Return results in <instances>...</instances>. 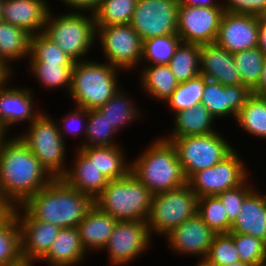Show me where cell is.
Returning a JSON list of instances; mask_svg holds the SVG:
<instances>
[{
    "instance_id": "1",
    "label": "cell",
    "mask_w": 266,
    "mask_h": 266,
    "mask_svg": "<svg viewBox=\"0 0 266 266\" xmlns=\"http://www.w3.org/2000/svg\"><path fill=\"white\" fill-rule=\"evenodd\" d=\"M54 178L17 135L0 141V199L22 206Z\"/></svg>"
},
{
    "instance_id": "2",
    "label": "cell",
    "mask_w": 266,
    "mask_h": 266,
    "mask_svg": "<svg viewBox=\"0 0 266 266\" xmlns=\"http://www.w3.org/2000/svg\"><path fill=\"white\" fill-rule=\"evenodd\" d=\"M93 205L90 196L74 189L63 178H54L22 207L36 220L65 228L77 227Z\"/></svg>"
},
{
    "instance_id": "3",
    "label": "cell",
    "mask_w": 266,
    "mask_h": 266,
    "mask_svg": "<svg viewBox=\"0 0 266 266\" xmlns=\"http://www.w3.org/2000/svg\"><path fill=\"white\" fill-rule=\"evenodd\" d=\"M130 161H132L130 172L153 195L187 183L174 145L163 136L151 141L143 153Z\"/></svg>"
},
{
    "instance_id": "4",
    "label": "cell",
    "mask_w": 266,
    "mask_h": 266,
    "mask_svg": "<svg viewBox=\"0 0 266 266\" xmlns=\"http://www.w3.org/2000/svg\"><path fill=\"white\" fill-rule=\"evenodd\" d=\"M74 63L69 97L74 106L87 110L103 106L120 88L119 68L88 59ZM119 71V72H118Z\"/></svg>"
},
{
    "instance_id": "5",
    "label": "cell",
    "mask_w": 266,
    "mask_h": 266,
    "mask_svg": "<svg viewBox=\"0 0 266 266\" xmlns=\"http://www.w3.org/2000/svg\"><path fill=\"white\" fill-rule=\"evenodd\" d=\"M152 197L148 188L129 172L123 178L109 180L94 205L117 221L147 222Z\"/></svg>"
},
{
    "instance_id": "6",
    "label": "cell",
    "mask_w": 266,
    "mask_h": 266,
    "mask_svg": "<svg viewBox=\"0 0 266 266\" xmlns=\"http://www.w3.org/2000/svg\"><path fill=\"white\" fill-rule=\"evenodd\" d=\"M54 15L50 9L43 33L75 63L87 60L86 55L97 42L93 13L68 11Z\"/></svg>"
},
{
    "instance_id": "7",
    "label": "cell",
    "mask_w": 266,
    "mask_h": 266,
    "mask_svg": "<svg viewBox=\"0 0 266 266\" xmlns=\"http://www.w3.org/2000/svg\"><path fill=\"white\" fill-rule=\"evenodd\" d=\"M42 112L17 136L53 178H62L67 170L66 142L59 132L57 120Z\"/></svg>"
},
{
    "instance_id": "8",
    "label": "cell",
    "mask_w": 266,
    "mask_h": 266,
    "mask_svg": "<svg viewBox=\"0 0 266 266\" xmlns=\"http://www.w3.org/2000/svg\"><path fill=\"white\" fill-rule=\"evenodd\" d=\"M198 196L188 183L154 194L147 219L150 236L164 238L174 228L197 214Z\"/></svg>"
},
{
    "instance_id": "9",
    "label": "cell",
    "mask_w": 266,
    "mask_h": 266,
    "mask_svg": "<svg viewBox=\"0 0 266 266\" xmlns=\"http://www.w3.org/2000/svg\"><path fill=\"white\" fill-rule=\"evenodd\" d=\"M219 133L215 131L195 136H163L174 145L186 180L195 172L217 164L234 149L224 135Z\"/></svg>"
},
{
    "instance_id": "10",
    "label": "cell",
    "mask_w": 266,
    "mask_h": 266,
    "mask_svg": "<svg viewBox=\"0 0 266 266\" xmlns=\"http://www.w3.org/2000/svg\"><path fill=\"white\" fill-rule=\"evenodd\" d=\"M106 62L124 71L139 67L143 41L130 24L95 26Z\"/></svg>"
},
{
    "instance_id": "11",
    "label": "cell",
    "mask_w": 266,
    "mask_h": 266,
    "mask_svg": "<svg viewBox=\"0 0 266 266\" xmlns=\"http://www.w3.org/2000/svg\"><path fill=\"white\" fill-rule=\"evenodd\" d=\"M234 148L225 158L204 170L195 172L188 180L198 196H216L244 183L250 176L249 168ZM245 163V164H244Z\"/></svg>"
},
{
    "instance_id": "12",
    "label": "cell",
    "mask_w": 266,
    "mask_h": 266,
    "mask_svg": "<svg viewBox=\"0 0 266 266\" xmlns=\"http://www.w3.org/2000/svg\"><path fill=\"white\" fill-rule=\"evenodd\" d=\"M178 0H137L130 21L142 41L177 34Z\"/></svg>"
},
{
    "instance_id": "13",
    "label": "cell",
    "mask_w": 266,
    "mask_h": 266,
    "mask_svg": "<svg viewBox=\"0 0 266 266\" xmlns=\"http://www.w3.org/2000/svg\"><path fill=\"white\" fill-rule=\"evenodd\" d=\"M151 242L146 221H117L103 251L108 253L111 265H127L148 251Z\"/></svg>"
},
{
    "instance_id": "14",
    "label": "cell",
    "mask_w": 266,
    "mask_h": 266,
    "mask_svg": "<svg viewBox=\"0 0 266 266\" xmlns=\"http://www.w3.org/2000/svg\"><path fill=\"white\" fill-rule=\"evenodd\" d=\"M223 7H201L179 4L177 35L183 43L208 44L217 39Z\"/></svg>"
},
{
    "instance_id": "15",
    "label": "cell",
    "mask_w": 266,
    "mask_h": 266,
    "mask_svg": "<svg viewBox=\"0 0 266 266\" xmlns=\"http://www.w3.org/2000/svg\"><path fill=\"white\" fill-rule=\"evenodd\" d=\"M13 213L19 221L23 259L39 262L48 252L61 228L34 219L22 206L15 207Z\"/></svg>"
},
{
    "instance_id": "16",
    "label": "cell",
    "mask_w": 266,
    "mask_h": 266,
    "mask_svg": "<svg viewBox=\"0 0 266 266\" xmlns=\"http://www.w3.org/2000/svg\"><path fill=\"white\" fill-rule=\"evenodd\" d=\"M215 235L216 233L196 214L174 228L165 239L175 254L198 256L200 260L196 265H201Z\"/></svg>"
},
{
    "instance_id": "17",
    "label": "cell",
    "mask_w": 266,
    "mask_h": 266,
    "mask_svg": "<svg viewBox=\"0 0 266 266\" xmlns=\"http://www.w3.org/2000/svg\"><path fill=\"white\" fill-rule=\"evenodd\" d=\"M259 17L224 12L216 43L234 54L258 47Z\"/></svg>"
},
{
    "instance_id": "18",
    "label": "cell",
    "mask_w": 266,
    "mask_h": 266,
    "mask_svg": "<svg viewBox=\"0 0 266 266\" xmlns=\"http://www.w3.org/2000/svg\"><path fill=\"white\" fill-rule=\"evenodd\" d=\"M32 88L13 87L5 85L0 89V129L7 135L13 125L27 121L29 124L35 120L42 110L35 106V93ZM34 93V94H33Z\"/></svg>"
},
{
    "instance_id": "19",
    "label": "cell",
    "mask_w": 266,
    "mask_h": 266,
    "mask_svg": "<svg viewBox=\"0 0 266 266\" xmlns=\"http://www.w3.org/2000/svg\"><path fill=\"white\" fill-rule=\"evenodd\" d=\"M251 94L252 91L245 85L224 86L205 77L201 104L208 109L215 120L226 117H234L232 119L236 120L237 114Z\"/></svg>"
},
{
    "instance_id": "20",
    "label": "cell",
    "mask_w": 266,
    "mask_h": 266,
    "mask_svg": "<svg viewBox=\"0 0 266 266\" xmlns=\"http://www.w3.org/2000/svg\"><path fill=\"white\" fill-rule=\"evenodd\" d=\"M200 74L224 86L242 84L233 54L216 42L201 45Z\"/></svg>"
},
{
    "instance_id": "21",
    "label": "cell",
    "mask_w": 266,
    "mask_h": 266,
    "mask_svg": "<svg viewBox=\"0 0 266 266\" xmlns=\"http://www.w3.org/2000/svg\"><path fill=\"white\" fill-rule=\"evenodd\" d=\"M51 7L47 0H4L1 20L31 35L42 33Z\"/></svg>"
},
{
    "instance_id": "22",
    "label": "cell",
    "mask_w": 266,
    "mask_h": 266,
    "mask_svg": "<svg viewBox=\"0 0 266 266\" xmlns=\"http://www.w3.org/2000/svg\"><path fill=\"white\" fill-rule=\"evenodd\" d=\"M75 150L74 163L62 178L94 200L107 186L109 179L78 148Z\"/></svg>"
},
{
    "instance_id": "23",
    "label": "cell",
    "mask_w": 266,
    "mask_h": 266,
    "mask_svg": "<svg viewBox=\"0 0 266 266\" xmlns=\"http://www.w3.org/2000/svg\"><path fill=\"white\" fill-rule=\"evenodd\" d=\"M117 220L93 205L77 226L83 248L87 253L98 250L103 252ZM91 250V251H89Z\"/></svg>"
},
{
    "instance_id": "24",
    "label": "cell",
    "mask_w": 266,
    "mask_h": 266,
    "mask_svg": "<svg viewBox=\"0 0 266 266\" xmlns=\"http://www.w3.org/2000/svg\"><path fill=\"white\" fill-rule=\"evenodd\" d=\"M87 252L82 246L77 227L61 228L48 252L39 260L48 266H76L85 261Z\"/></svg>"
},
{
    "instance_id": "25",
    "label": "cell",
    "mask_w": 266,
    "mask_h": 266,
    "mask_svg": "<svg viewBox=\"0 0 266 266\" xmlns=\"http://www.w3.org/2000/svg\"><path fill=\"white\" fill-rule=\"evenodd\" d=\"M265 203L266 194L254 189L244 199L230 233L247 234L266 242Z\"/></svg>"
},
{
    "instance_id": "26",
    "label": "cell",
    "mask_w": 266,
    "mask_h": 266,
    "mask_svg": "<svg viewBox=\"0 0 266 266\" xmlns=\"http://www.w3.org/2000/svg\"><path fill=\"white\" fill-rule=\"evenodd\" d=\"M77 148L109 180L123 178L130 172L131 161H128L126 151L121 145Z\"/></svg>"
},
{
    "instance_id": "27",
    "label": "cell",
    "mask_w": 266,
    "mask_h": 266,
    "mask_svg": "<svg viewBox=\"0 0 266 266\" xmlns=\"http://www.w3.org/2000/svg\"><path fill=\"white\" fill-rule=\"evenodd\" d=\"M173 121V129L166 137L195 136L216 131L215 118L203 104L176 113Z\"/></svg>"
},
{
    "instance_id": "28",
    "label": "cell",
    "mask_w": 266,
    "mask_h": 266,
    "mask_svg": "<svg viewBox=\"0 0 266 266\" xmlns=\"http://www.w3.org/2000/svg\"><path fill=\"white\" fill-rule=\"evenodd\" d=\"M140 72V86L151 99L164 103L176 90V80L168 64L145 65Z\"/></svg>"
},
{
    "instance_id": "29",
    "label": "cell",
    "mask_w": 266,
    "mask_h": 266,
    "mask_svg": "<svg viewBox=\"0 0 266 266\" xmlns=\"http://www.w3.org/2000/svg\"><path fill=\"white\" fill-rule=\"evenodd\" d=\"M31 36L24 29L0 20V59L12 70L11 62L28 59Z\"/></svg>"
},
{
    "instance_id": "30",
    "label": "cell",
    "mask_w": 266,
    "mask_h": 266,
    "mask_svg": "<svg viewBox=\"0 0 266 266\" xmlns=\"http://www.w3.org/2000/svg\"><path fill=\"white\" fill-rule=\"evenodd\" d=\"M123 88L119 90L98 110L105 115L112 127L119 133L123 127L135 122L142 114L141 108L133 100L128 97L129 95L123 92ZM137 106V107H136Z\"/></svg>"
},
{
    "instance_id": "31",
    "label": "cell",
    "mask_w": 266,
    "mask_h": 266,
    "mask_svg": "<svg viewBox=\"0 0 266 266\" xmlns=\"http://www.w3.org/2000/svg\"><path fill=\"white\" fill-rule=\"evenodd\" d=\"M235 122L247 134L266 139V95L252 93L237 114Z\"/></svg>"
},
{
    "instance_id": "32",
    "label": "cell",
    "mask_w": 266,
    "mask_h": 266,
    "mask_svg": "<svg viewBox=\"0 0 266 266\" xmlns=\"http://www.w3.org/2000/svg\"><path fill=\"white\" fill-rule=\"evenodd\" d=\"M28 69L44 89L65 88L69 93L74 64H44L28 62Z\"/></svg>"
},
{
    "instance_id": "33",
    "label": "cell",
    "mask_w": 266,
    "mask_h": 266,
    "mask_svg": "<svg viewBox=\"0 0 266 266\" xmlns=\"http://www.w3.org/2000/svg\"><path fill=\"white\" fill-rule=\"evenodd\" d=\"M200 49L199 44L183 42L177 47L168 65L179 83L200 74Z\"/></svg>"
},
{
    "instance_id": "34",
    "label": "cell",
    "mask_w": 266,
    "mask_h": 266,
    "mask_svg": "<svg viewBox=\"0 0 266 266\" xmlns=\"http://www.w3.org/2000/svg\"><path fill=\"white\" fill-rule=\"evenodd\" d=\"M22 259L19 221L12 213L0 224V266L11 265Z\"/></svg>"
},
{
    "instance_id": "35",
    "label": "cell",
    "mask_w": 266,
    "mask_h": 266,
    "mask_svg": "<svg viewBox=\"0 0 266 266\" xmlns=\"http://www.w3.org/2000/svg\"><path fill=\"white\" fill-rule=\"evenodd\" d=\"M205 86V76L199 74L185 82H181L176 90L164 102L174 115L180 111L201 104Z\"/></svg>"
},
{
    "instance_id": "36",
    "label": "cell",
    "mask_w": 266,
    "mask_h": 266,
    "mask_svg": "<svg viewBox=\"0 0 266 266\" xmlns=\"http://www.w3.org/2000/svg\"><path fill=\"white\" fill-rule=\"evenodd\" d=\"M177 34L158 36L143 41L140 65L169 64L177 47L181 43Z\"/></svg>"
},
{
    "instance_id": "37",
    "label": "cell",
    "mask_w": 266,
    "mask_h": 266,
    "mask_svg": "<svg viewBox=\"0 0 266 266\" xmlns=\"http://www.w3.org/2000/svg\"><path fill=\"white\" fill-rule=\"evenodd\" d=\"M137 0H102L93 12L95 26L130 24Z\"/></svg>"
},
{
    "instance_id": "38",
    "label": "cell",
    "mask_w": 266,
    "mask_h": 266,
    "mask_svg": "<svg viewBox=\"0 0 266 266\" xmlns=\"http://www.w3.org/2000/svg\"><path fill=\"white\" fill-rule=\"evenodd\" d=\"M118 132L98 109L88 110V122L83 144L79 147L121 145L114 142ZM114 138V139H113ZM117 143V144H116Z\"/></svg>"
},
{
    "instance_id": "39",
    "label": "cell",
    "mask_w": 266,
    "mask_h": 266,
    "mask_svg": "<svg viewBox=\"0 0 266 266\" xmlns=\"http://www.w3.org/2000/svg\"><path fill=\"white\" fill-rule=\"evenodd\" d=\"M242 85L251 91L258 85L264 67L265 55L258 48L247 49L233 54Z\"/></svg>"
},
{
    "instance_id": "40",
    "label": "cell",
    "mask_w": 266,
    "mask_h": 266,
    "mask_svg": "<svg viewBox=\"0 0 266 266\" xmlns=\"http://www.w3.org/2000/svg\"><path fill=\"white\" fill-rule=\"evenodd\" d=\"M197 215L216 234L230 233L232 223L217 195L198 198Z\"/></svg>"
},
{
    "instance_id": "41",
    "label": "cell",
    "mask_w": 266,
    "mask_h": 266,
    "mask_svg": "<svg viewBox=\"0 0 266 266\" xmlns=\"http://www.w3.org/2000/svg\"><path fill=\"white\" fill-rule=\"evenodd\" d=\"M28 62L74 64L75 62L43 32L31 36Z\"/></svg>"
},
{
    "instance_id": "42",
    "label": "cell",
    "mask_w": 266,
    "mask_h": 266,
    "mask_svg": "<svg viewBox=\"0 0 266 266\" xmlns=\"http://www.w3.org/2000/svg\"><path fill=\"white\" fill-rule=\"evenodd\" d=\"M239 261L234 233H221L215 235L207 256L200 266H226Z\"/></svg>"
},
{
    "instance_id": "43",
    "label": "cell",
    "mask_w": 266,
    "mask_h": 266,
    "mask_svg": "<svg viewBox=\"0 0 266 266\" xmlns=\"http://www.w3.org/2000/svg\"><path fill=\"white\" fill-rule=\"evenodd\" d=\"M234 243L241 262L266 266V242L253 236L234 233Z\"/></svg>"
},
{
    "instance_id": "44",
    "label": "cell",
    "mask_w": 266,
    "mask_h": 266,
    "mask_svg": "<svg viewBox=\"0 0 266 266\" xmlns=\"http://www.w3.org/2000/svg\"><path fill=\"white\" fill-rule=\"evenodd\" d=\"M73 110L63 115L64 117L63 116L61 117L63 119H59L57 123H58L60 135L62 136V139L64 141L67 140V139H64L66 137L65 135H68V134L73 135V138H76L78 135L79 136L81 135L80 136L81 138L79 139L81 140L79 144L81 146L84 140L82 139V137L85 136L86 128H87L88 110L82 107H77V106H75Z\"/></svg>"
},
{
    "instance_id": "45",
    "label": "cell",
    "mask_w": 266,
    "mask_h": 266,
    "mask_svg": "<svg viewBox=\"0 0 266 266\" xmlns=\"http://www.w3.org/2000/svg\"><path fill=\"white\" fill-rule=\"evenodd\" d=\"M249 179L250 178L241 185L217 195L224 205V209L231 223H233L239 215L244 199L255 189L254 186L252 187L248 182L250 181Z\"/></svg>"
},
{
    "instance_id": "46",
    "label": "cell",
    "mask_w": 266,
    "mask_h": 266,
    "mask_svg": "<svg viewBox=\"0 0 266 266\" xmlns=\"http://www.w3.org/2000/svg\"><path fill=\"white\" fill-rule=\"evenodd\" d=\"M225 12L247 14L257 17L265 12L266 0H221ZM225 1V2H224Z\"/></svg>"
},
{
    "instance_id": "47",
    "label": "cell",
    "mask_w": 266,
    "mask_h": 266,
    "mask_svg": "<svg viewBox=\"0 0 266 266\" xmlns=\"http://www.w3.org/2000/svg\"><path fill=\"white\" fill-rule=\"evenodd\" d=\"M61 3L66 5V10L77 12H90L93 13L100 5L102 0H60Z\"/></svg>"
},
{
    "instance_id": "48",
    "label": "cell",
    "mask_w": 266,
    "mask_h": 266,
    "mask_svg": "<svg viewBox=\"0 0 266 266\" xmlns=\"http://www.w3.org/2000/svg\"><path fill=\"white\" fill-rule=\"evenodd\" d=\"M180 4L201 7H222L221 0H178Z\"/></svg>"
},
{
    "instance_id": "49",
    "label": "cell",
    "mask_w": 266,
    "mask_h": 266,
    "mask_svg": "<svg viewBox=\"0 0 266 266\" xmlns=\"http://www.w3.org/2000/svg\"><path fill=\"white\" fill-rule=\"evenodd\" d=\"M258 48L266 57V21L261 20L260 17L258 27Z\"/></svg>"
},
{
    "instance_id": "50",
    "label": "cell",
    "mask_w": 266,
    "mask_h": 266,
    "mask_svg": "<svg viewBox=\"0 0 266 266\" xmlns=\"http://www.w3.org/2000/svg\"><path fill=\"white\" fill-rule=\"evenodd\" d=\"M10 67H8L1 59H0V89L9 83V80L13 76L12 73H15Z\"/></svg>"
},
{
    "instance_id": "51",
    "label": "cell",
    "mask_w": 266,
    "mask_h": 266,
    "mask_svg": "<svg viewBox=\"0 0 266 266\" xmlns=\"http://www.w3.org/2000/svg\"><path fill=\"white\" fill-rule=\"evenodd\" d=\"M252 93L257 95H266V57L264 60V67L260 81L258 85L252 90Z\"/></svg>"
},
{
    "instance_id": "52",
    "label": "cell",
    "mask_w": 266,
    "mask_h": 266,
    "mask_svg": "<svg viewBox=\"0 0 266 266\" xmlns=\"http://www.w3.org/2000/svg\"><path fill=\"white\" fill-rule=\"evenodd\" d=\"M36 261H30L26 259H22L17 263L11 264V265H6V266H35Z\"/></svg>"
},
{
    "instance_id": "53",
    "label": "cell",
    "mask_w": 266,
    "mask_h": 266,
    "mask_svg": "<svg viewBox=\"0 0 266 266\" xmlns=\"http://www.w3.org/2000/svg\"><path fill=\"white\" fill-rule=\"evenodd\" d=\"M226 266H251L250 264L244 263V262H234L232 264L226 265Z\"/></svg>"
},
{
    "instance_id": "54",
    "label": "cell",
    "mask_w": 266,
    "mask_h": 266,
    "mask_svg": "<svg viewBox=\"0 0 266 266\" xmlns=\"http://www.w3.org/2000/svg\"><path fill=\"white\" fill-rule=\"evenodd\" d=\"M4 0H0V20L2 19V9Z\"/></svg>"
},
{
    "instance_id": "55",
    "label": "cell",
    "mask_w": 266,
    "mask_h": 266,
    "mask_svg": "<svg viewBox=\"0 0 266 266\" xmlns=\"http://www.w3.org/2000/svg\"><path fill=\"white\" fill-rule=\"evenodd\" d=\"M260 19L266 21V9L265 12L261 15Z\"/></svg>"
},
{
    "instance_id": "56",
    "label": "cell",
    "mask_w": 266,
    "mask_h": 266,
    "mask_svg": "<svg viewBox=\"0 0 266 266\" xmlns=\"http://www.w3.org/2000/svg\"><path fill=\"white\" fill-rule=\"evenodd\" d=\"M6 136V134L0 129V141Z\"/></svg>"
},
{
    "instance_id": "57",
    "label": "cell",
    "mask_w": 266,
    "mask_h": 266,
    "mask_svg": "<svg viewBox=\"0 0 266 266\" xmlns=\"http://www.w3.org/2000/svg\"><path fill=\"white\" fill-rule=\"evenodd\" d=\"M265 224H266V203H265Z\"/></svg>"
}]
</instances>
